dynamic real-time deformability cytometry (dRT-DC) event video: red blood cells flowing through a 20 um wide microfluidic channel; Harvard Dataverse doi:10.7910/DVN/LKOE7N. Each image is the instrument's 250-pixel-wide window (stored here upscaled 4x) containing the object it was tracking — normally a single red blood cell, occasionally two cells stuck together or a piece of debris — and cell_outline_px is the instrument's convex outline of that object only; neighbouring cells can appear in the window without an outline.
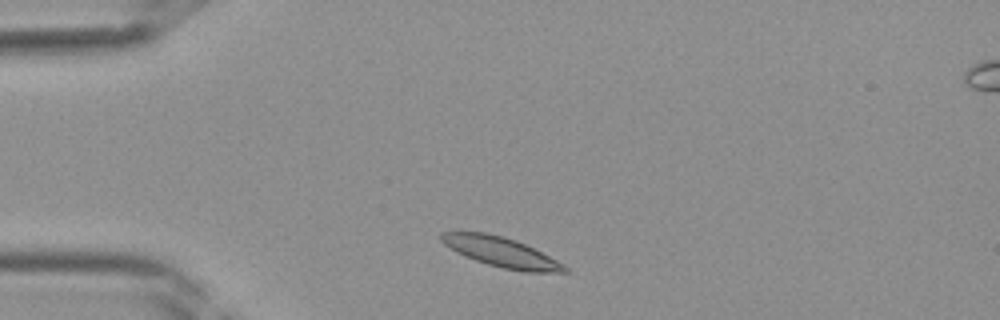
{"species": "Egyptian fruit bat (a non-hibernating species)", "species_latin": "Rousettus aegyptiacus", "temperature_condition": "room temperature", "stored_images_in_passage": 34, "camera_frame_rate_fps": 3000, "um_per_image_px": 0.085, "frame": {"image": 1, "passage_image": 3, "time_ms": 0.667, "image_size_px": [1000, 320], "cell_outline_px": [[572, 272], [524, 272], [504, 268], [488, 264], [476, 260], [456, 252], [444, 244], [440, 240], [440, 232], [484, 232], [516, 240], [572, 268]], "centroid_in_image_um": [42.63, 21.44], "position_along_channel_um": 42.4, "area_um2": 21.21}}
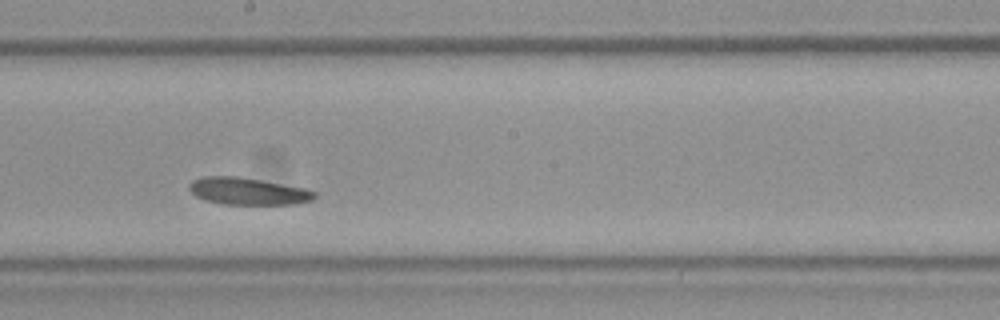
{"frame": {"image": 2, "passage_image": 16, "time_ms": 5.0, "image_size_px": [1000, 320], "cell_outline_px": [[316, 196], [312, 200], [296, 204], [224, 204], [204, 200], [196, 196], [188, 188], [188, 184], [192, 180], [204, 176], [236, 176], [260, 180], [304, 188], [316, 192]], "centroid_in_image_um": [21.04, 16.25], "position_along_channel_um": 227.2, "area_um2": 19.71}}
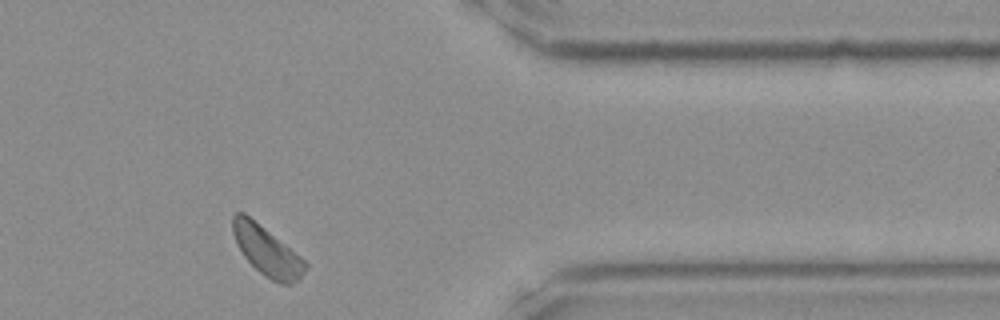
{"frame": {"image": 3, "passage_image": 27, "time_ms": 8.667, "image_size_px": [1000, 320], "cell_outline_px": [[308, 268], [300, 280], [292, 284], [280, 284], [264, 276], [244, 256], [232, 232], [232, 216], [236, 212], [244, 212], [304, 260], [308, 264]], "centroid_in_image_um": [22.7, 21.36], "position_along_channel_um": 388.7, "area_um2": 20.4}}